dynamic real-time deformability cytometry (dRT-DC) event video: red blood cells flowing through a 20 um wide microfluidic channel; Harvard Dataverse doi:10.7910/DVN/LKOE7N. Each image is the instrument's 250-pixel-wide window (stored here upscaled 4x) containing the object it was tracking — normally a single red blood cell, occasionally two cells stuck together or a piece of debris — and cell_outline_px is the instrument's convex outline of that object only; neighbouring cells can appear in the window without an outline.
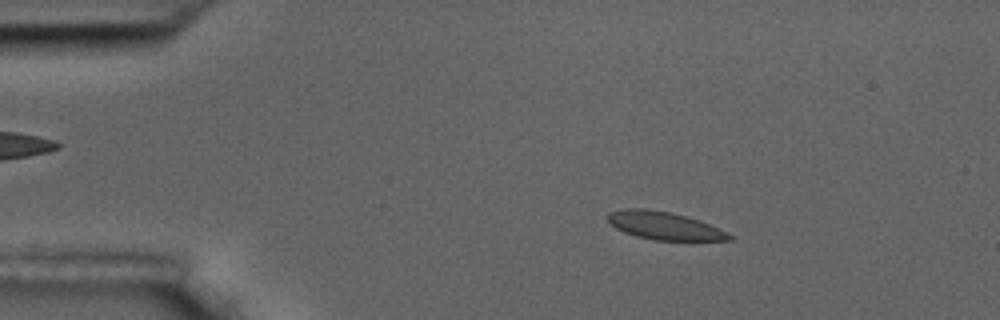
{"species": "common noctule bat (a hibernating species)", "species_latin": "Nyctalus noctula", "temperature_condition": "room temperature", "stored_images_in_passage": 49, "camera_frame_rate_fps": 3000, "um_per_image_px": 0.085, "animal": {"sex": "male", "body_mass_g": 17.5, "forearm_length_mm": 52.3}, "frame": {"image": 1, "passage_image": 1, "time_ms": 0.0, "image_size_px": [1000, 320], "cell_outline_px": [[736, 236], [732, 240], [656, 240], [636, 236], [624, 232], [608, 224], [608, 212], [624, 208], [644, 208], [668, 212], [700, 220]], "centroid_in_image_um": [56.45, 19.18], "position_along_channel_um": 28.5, "area_um2": 19.71}}
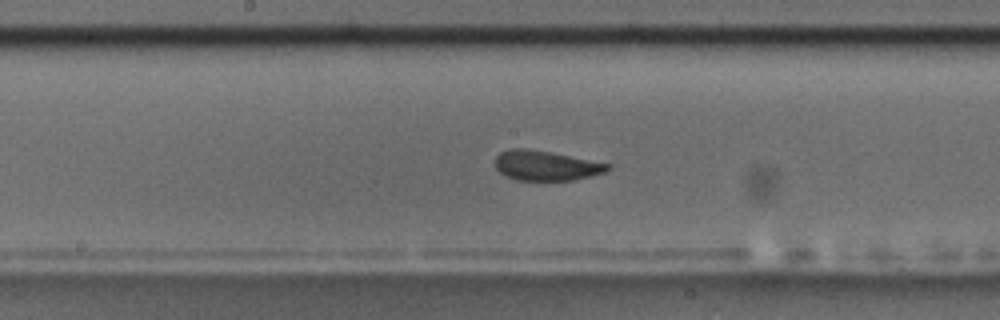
{"frame": {"image": 2, "passage_image": 21, "time_ms": 6.667, "image_size_px": [1000, 320], "cell_outline_px": [[612, 168], [604, 172], [592, 176], [572, 180], [516, 180], [504, 176], [496, 168], [496, 156], [500, 152], [512, 148], [524, 148], [548, 152], [612, 164]], "centroid_in_image_um": [46.41, 14.08], "position_along_channel_um": 201.8, "area_um2": 19.48}}
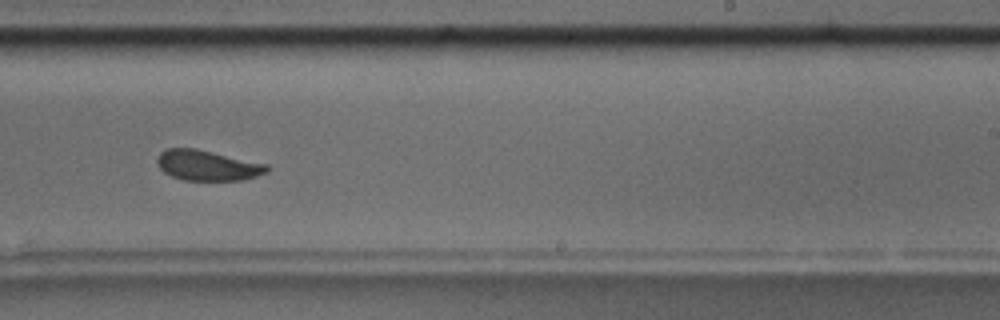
{"frame": {"image": 3, "passage_image": 27, "time_ms": 8.667, "image_size_px": [1000, 320], "cell_outline_px": [[272, 168], [268, 172], [244, 180], [184, 180], [172, 176], [164, 172], [160, 168], [156, 160], [160, 152], [164, 148], [196, 148], [268, 164]], "centroid_in_image_um": [17.66, 14.05], "position_along_channel_um": 271.3, "area_um2": 19.59}, "authors_computed_cell_mechanics": {"area_um2": 20.1722, "velocity_mm_per_s": 3.4899, "shape_relaxation_time_tau1_ms": 5.9173, "shape_relaxation_time_tau2_ms": null, "deformation_change_tau1": 0.1086, "deformation_change_tau2": null}}